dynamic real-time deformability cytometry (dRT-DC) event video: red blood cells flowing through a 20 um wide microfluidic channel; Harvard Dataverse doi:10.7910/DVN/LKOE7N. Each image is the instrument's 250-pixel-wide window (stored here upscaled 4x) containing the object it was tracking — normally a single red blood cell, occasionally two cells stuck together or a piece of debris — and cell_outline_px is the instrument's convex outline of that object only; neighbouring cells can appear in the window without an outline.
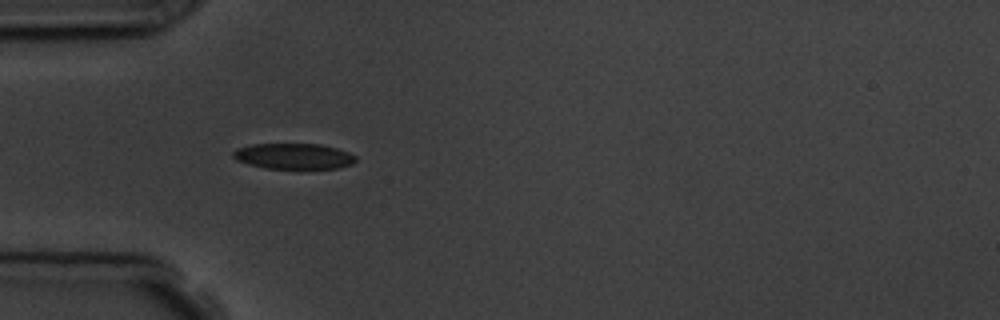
{"species": "common noctule bat (a hibernating species)", "species_latin": "Nyctalus noctula", "temperature_condition": "room temperature", "stored_images_in_passage": 5, "camera_frame_rate_fps": 3000, "um_per_image_px": 0.085, "animal": {"sex": "male", "body_mass_g": 19.5, "forearm_length_mm": 54.6}, "frame": {"image": 1, "passage_image": 4, "time_ms": 3.667, "image_size_px": [1000, 320], "cell_outline_px": [[356, 160], [352, 164], [340, 168], [264, 168], [248, 164], [236, 160], [232, 156], [232, 152], [236, 148], [252, 144], [320, 144], [336, 148], [348, 152], [356, 156]], "centroid_in_image_um": [24.94, 13.27], "position_along_channel_um": 60.1, "area_um2": 18.38}}